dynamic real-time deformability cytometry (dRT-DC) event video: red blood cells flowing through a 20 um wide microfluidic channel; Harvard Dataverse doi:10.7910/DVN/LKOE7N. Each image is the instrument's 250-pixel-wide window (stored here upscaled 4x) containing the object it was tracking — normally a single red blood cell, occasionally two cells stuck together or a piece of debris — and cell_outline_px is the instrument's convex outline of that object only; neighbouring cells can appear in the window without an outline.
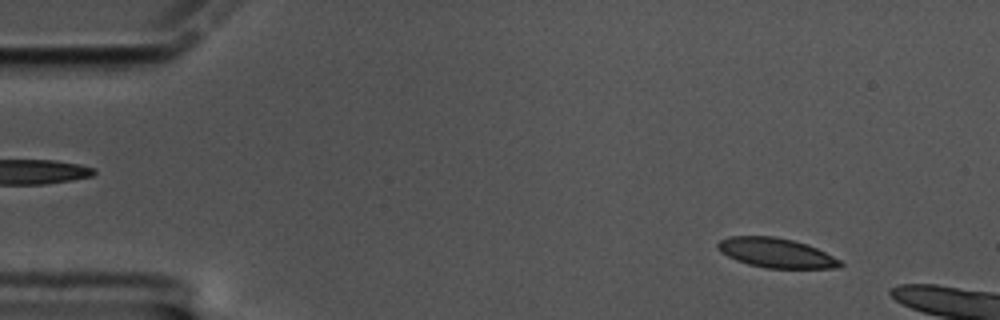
{"species": "common noctule bat (a hibernating species)", "species_latin": "Nyctalus noctula", "temperature_condition": "cold", "stored_images_in_passage": 12, "camera_frame_rate_fps": 3000, "um_per_image_px": 0.085, "animal": {"sex": "male", "body_mass_g": 17.5, "forearm_length_mm": 52.3}, "frame": {"image": 1, "passage_image": 6, "time_ms": 1.667, "image_size_px": [1000, 320], "cell_outline_px": [[844, 264], [840, 268], [764, 268], [748, 264], [736, 260], [720, 252], [716, 248], [716, 244], [720, 240], [728, 236], [776, 236], [792, 240], [816, 248], [840, 260]], "centroid_in_image_um": [65.93, 21.49], "position_along_channel_um": 19.1, "area_um2": 21.1}}